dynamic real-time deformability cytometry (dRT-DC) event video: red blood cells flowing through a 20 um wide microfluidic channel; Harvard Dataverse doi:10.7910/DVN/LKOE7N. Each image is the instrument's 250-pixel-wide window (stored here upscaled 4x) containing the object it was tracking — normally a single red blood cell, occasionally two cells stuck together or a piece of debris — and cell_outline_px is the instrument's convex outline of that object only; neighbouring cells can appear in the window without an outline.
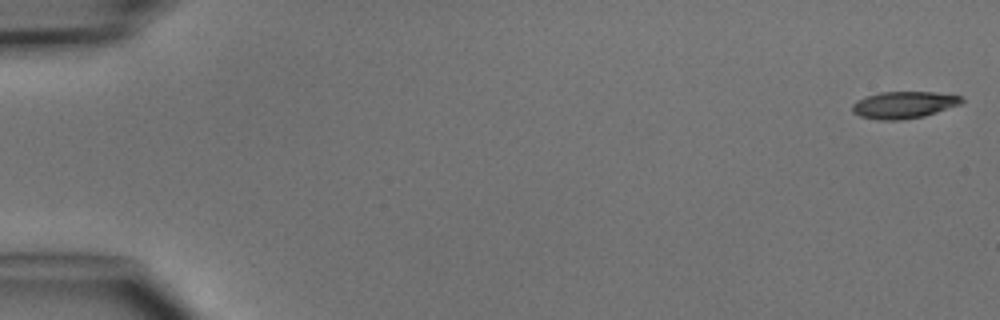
{"species": "common noctule bat (a hibernating species)", "species_latin": "Nyctalus noctula", "temperature_condition": "cold", "stored_images_in_passage": 5, "camera_frame_rate_fps": 3000, "um_per_image_px": 0.085, "animal": {"sex": "male", "body_mass_g": 15.6}, "frame": {"image": 1, "passage_image": 1, "time_ms": 0.0, "image_size_px": [1000, 320], "cell_outline_px": [[964, 100], [960, 104], [924, 116], [904, 120], [876, 120], [860, 116], [852, 112], [852, 104], [856, 100], [880, 92], [932, 92], [960, 96]], "centroid_in_image_um": [76.78, 8.92], "position_along_channel_um": 8.2, "area_um2": 17.11}}
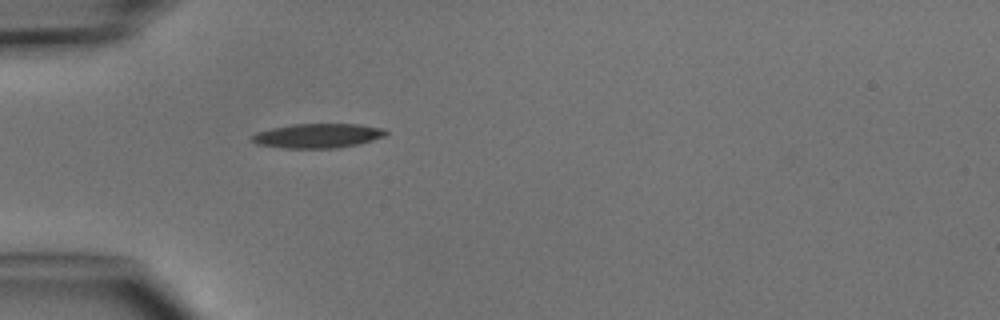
{"frame": {"image": 2, "passage_image": 5, "time_ms": 4.667, "image_size_px": [1000, 320], "cell_outline_px": [[388, 132], [384, 136], [372, 140], [340, 148], [284, 148], [256, 144], [248, 140], [256, 132], [272, 128], [292, 124], [360, 124], [384, 128]], "centroid_in_image_um": [26.98, 11.54], "position_along_channel_um": 58.0, "area_um2": 19.13}}